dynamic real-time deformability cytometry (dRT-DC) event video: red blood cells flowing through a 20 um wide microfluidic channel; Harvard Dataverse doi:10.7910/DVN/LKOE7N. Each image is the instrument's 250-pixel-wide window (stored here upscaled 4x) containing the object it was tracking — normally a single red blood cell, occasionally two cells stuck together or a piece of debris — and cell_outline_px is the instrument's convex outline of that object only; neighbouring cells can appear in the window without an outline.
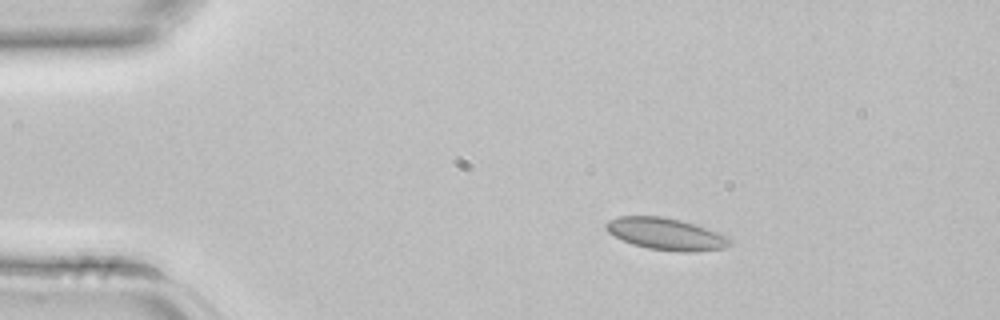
{"species": "common noctule bat (a hibernating species)", "species_latin": "Nyctalus noctula", "temperature_condition": "room temperature", "stored_images_in_passage": 4, "camera_frame_rate_fps": 3000, "um_per_image_px": 0.085, "animal": {"sex": "female", "body_mass_g": 22.7, "forearm_length_mm": 54.2}, "frame": {"image": 1, "passage_image": 2, "time_ms": 0.333, "image_size_px": [1000, 320], "cell_outline_px": [[732, 244], [724, 248], [696, 252], [680, 252], [648, 248], [632, 244], [608, 232], [604, 228], [604, 224], [608, 220], [620, 216], [660, 216], [680, 220], [728, 236], [732, 240]], "centroid_in_image_um": [56.6, 19.89], "position_along_channel_um": 28.4, "area_um2": 22.89}}